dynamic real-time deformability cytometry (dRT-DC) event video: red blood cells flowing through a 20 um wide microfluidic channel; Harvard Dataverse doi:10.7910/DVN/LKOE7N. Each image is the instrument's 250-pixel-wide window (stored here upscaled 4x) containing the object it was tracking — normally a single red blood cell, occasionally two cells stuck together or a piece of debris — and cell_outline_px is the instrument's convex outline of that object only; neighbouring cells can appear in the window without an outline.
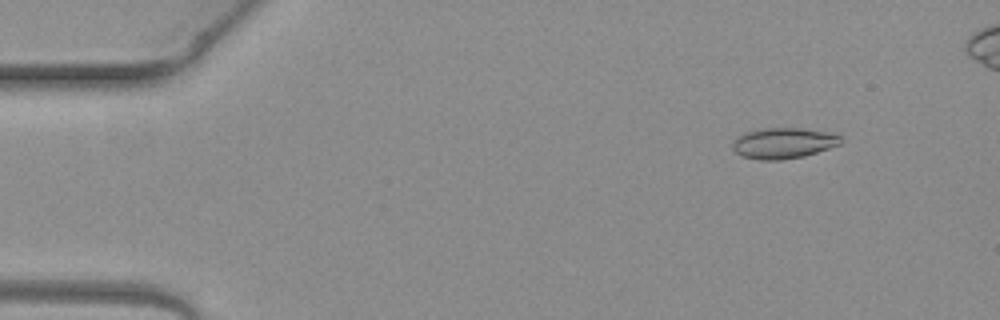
{"species": "common noctule bat (a hibernating species)", "species_latin": "Nyctalus noctula", "temperature_condition": "warm", "stored_images_in_passage": 5, "camera_frame_rate_fps": 3000, "um_per_image_px": 0.085, "animal": {"sex": "female", "body_mass_g": 19.3, "forearm_length_mm": 54.1}, "frame": {"image": 1, "passage_image": 2, "time_ms": 0.333, "image_size_px": [1000, 320], "cell_outline_px": [[844, 140], [840, 144], [804, 156], [780, 160], [760, 160], [740, 156], [732, 148], [732, 140], [736, 136], [744, 132], [756, 128], [800, 128], [836, 132]], "centroid_in_image_um": [66.57, 12.15], "position_along_channel_um": 18.4, "area_um2": 19.88}}